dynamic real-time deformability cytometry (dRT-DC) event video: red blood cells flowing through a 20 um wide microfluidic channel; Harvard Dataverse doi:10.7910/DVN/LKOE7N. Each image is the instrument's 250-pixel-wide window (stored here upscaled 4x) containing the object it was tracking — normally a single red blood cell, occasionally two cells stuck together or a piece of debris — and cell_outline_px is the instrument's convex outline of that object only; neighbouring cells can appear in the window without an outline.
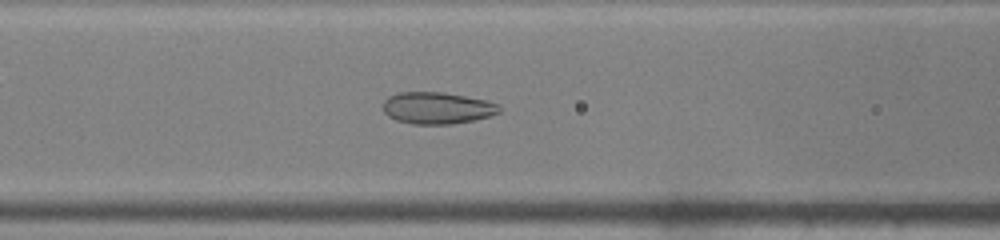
{"species": "common noctule bat (a hibernating species)", "species_latin": "Nyctalus noctula", "temperature_condition": "warm", "stored_images_in_passage": 48, "camera_frame_rate_fps": 3000, "um_per_image_px": 0.085, "animal": {"sex": "male", "body_mass_g": 19.0, "forearm_length_mm": 50.8}, "frame": {"image": 1, "passage_image": 20, "time_ms": 6.333, "image_size_px": [1000, 240], "cell_outline_px": [[500, 112], [492, 116], [452, 124], [412, 124], [396, 120], [388, 116], [384, 112], [384, 100], [388, 96], [400, 92], [444, 92], [488, 100], [500, 104]], "centroid_in_image_um": [37.19, 9.17], "position_along_channel_um": 129.4, "area_um2": 21.73}}
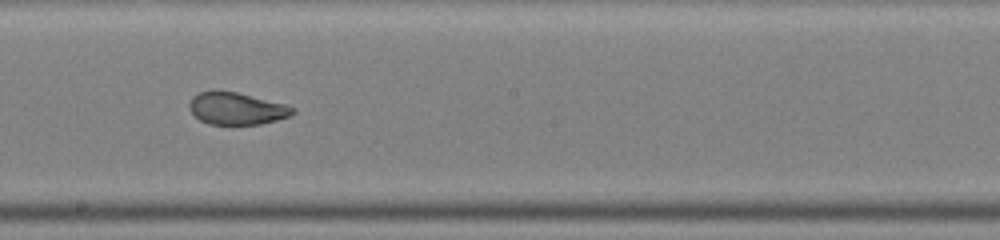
{"frame": {"image": 2, "passage_image": 27, "time_ms": 8.667, "image_size_px": [1000, 240], "cell_outline_px": [[296, 112], [288, 116], [276, 120], [260, 124], [208, 124], [200, 120], [188, 108], [188, 104], [192, 96], [200, 92], [212, 88], [220, 88], [284, 104], [296, 108]], "centroid_in_image_um": [20.05, 9.19], "position_along_channel_um": 228.2, "area_um2": 19.65}}
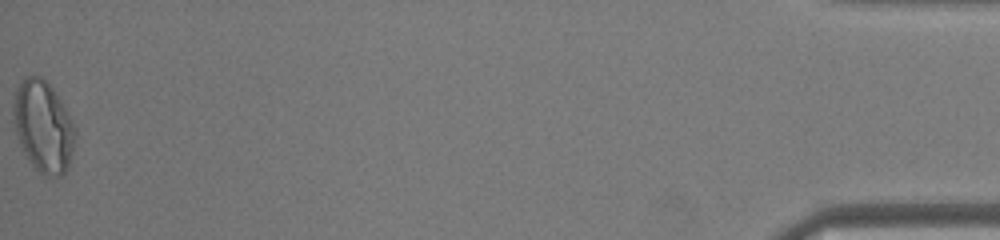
{"frame": {"image": 3, "passage_image": 48, "time_ms": 15.667, "image_size_px": [1000, 240], "cell_outline_px": [[76, 132], [72, 152], [68, 168], [60, 176], [48, 176], [40, 172], [32, 164], [24, 152], [20, 144], [12, 120], [12, 104], [16, 88], [20, 80], [24, 76], [40, 76], [52, 88], [60, 100], [72, 120], [76, 128]], "centroid_in_image_um": [3.65, 10.72], "position_along_channel_um": 431.5, "area_um2": 32.83}, "authors_computed_cell_mechanics": {"area_um2": 23.9003, "velocity_mm_per_s": 4.2417, "shape_relaxation_time_tau1_ms": null, "shape_relaxation_time_tau2_ms": 0.6434, "deformation_change_tau1": null, "deformation_change_tau2": 0.0678}}